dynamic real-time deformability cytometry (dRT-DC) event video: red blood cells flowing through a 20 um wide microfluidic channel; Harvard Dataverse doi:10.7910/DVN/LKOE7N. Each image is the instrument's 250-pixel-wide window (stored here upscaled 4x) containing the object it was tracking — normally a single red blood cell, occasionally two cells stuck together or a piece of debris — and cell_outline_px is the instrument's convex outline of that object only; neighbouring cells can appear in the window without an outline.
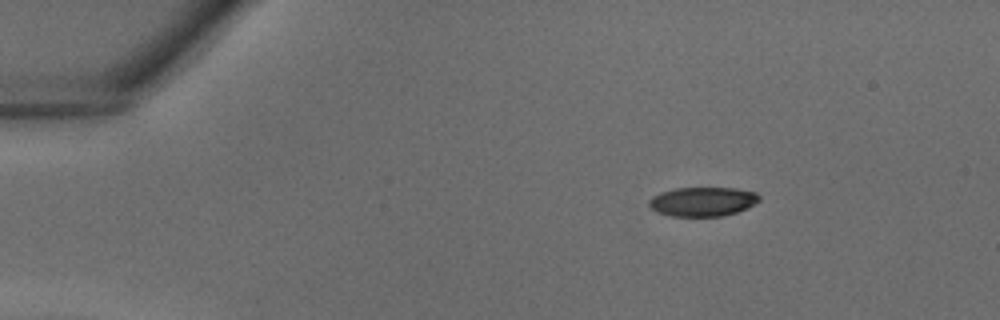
{"species": "common noctule bat (a hibernating species)", "species_latin": "Nyctalus noctula", "temperature_condition": "warm", "stored_images_in_passage": 34, "camera_frame_rate_fps": 3000, "um_per_image_px": 0.085, "animal": {"sex": "male", "body_mass_g": 18.8}, "frame": {"image": 1, "passage_image": 1, "time_ms": 0.0, "image_size_px": [1000, 320], "cell_outline_px": [[760, 200], [748, 208], [724, 216], [672, 216], [656, 212], [648, 204], [648, 200], [652, 196], [660, 192], [676, 188], [736, 188], [756, 192], [760, 196]], "centroid_in_image_um": [59.73, 17.13], "position_along_channel_um": 25.3, "area_um2": 18.9}}
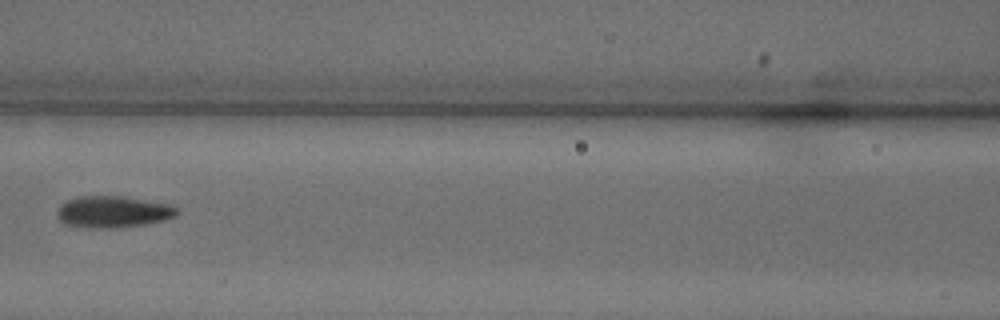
{"frame": {"image": 2, "passage_image": 13, "time_ms": 4.0, "image_size_px": [1000, 320], "cell_outline_px": [[180, 212], [176, 216], [164, 220], [148, 224], [116, 228], [84, 228], [64, 224], [56, 216], [56, 212], [60, 204], [68, 200], [80, 196], [120, 196], [172, 204]], "centroid_in_image_um": [9.6, 18.02], "position_along_channel_um": 157.0, "area_um2": 22.43}}
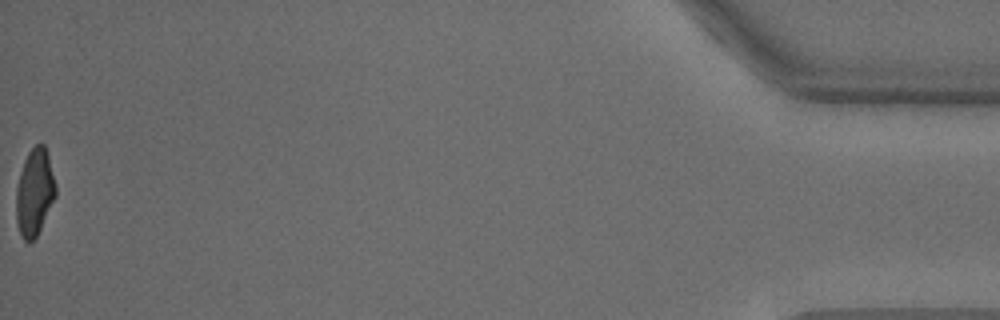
{"frame": {"image": 3, "passage_image": 34, "time_ms": 11.0, "image_size_px": [1000, 320], "cell_outline_px": [[56, 196], [36, 236], [28, 244], [20, 236], [16, 220], [16, 188], [20, 172], [24, 160], [28, 152], [36, 144], [44, 144], [48, 156], [56, 184]], "centroid_in_image_um": [2.92, 16.36], "position_along_channel_um": 432.3, "area_um2": 20.0}}